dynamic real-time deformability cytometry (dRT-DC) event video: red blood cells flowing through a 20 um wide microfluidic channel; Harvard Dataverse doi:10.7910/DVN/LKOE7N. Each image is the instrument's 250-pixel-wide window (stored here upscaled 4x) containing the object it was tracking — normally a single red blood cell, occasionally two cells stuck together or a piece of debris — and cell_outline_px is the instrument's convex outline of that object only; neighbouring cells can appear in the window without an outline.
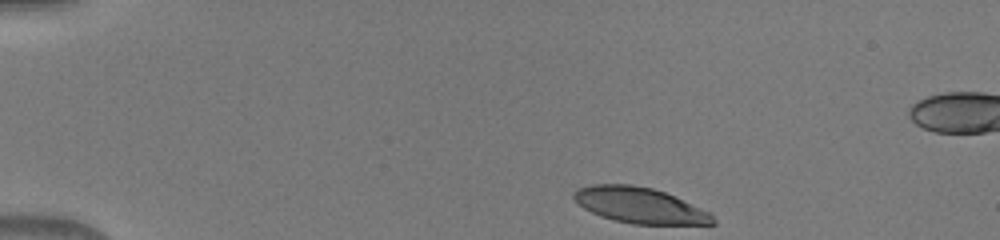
{"species": "human", "species_latin": "Homo sapiens", "temperature_condition": "warm", "stored_images_in_passage": 43, "segment_of_instrument_passage": [1, 2], "camera_frame_rate_fps": 3000, "um_per_image_px": 0.085, "donor": {"sex": "male"}, "frame": {"image": 1, "passage_image": 1, "time_ms": 0.0, "image_size_px": [1000, 240], "cell_outline_px": [[716, 224], [632, 224], [612, 220], [600, 216], [584, 208], [572, 196], [572, 192], [576, 188], [592, 184], [632, 184], [652, 188], [664, 192], [712, 212], [716, 220]], "centroid_in_image_um": [54.39, 17.45], "position_along_channel_um": 30.6, "area_um2": 29.13}}
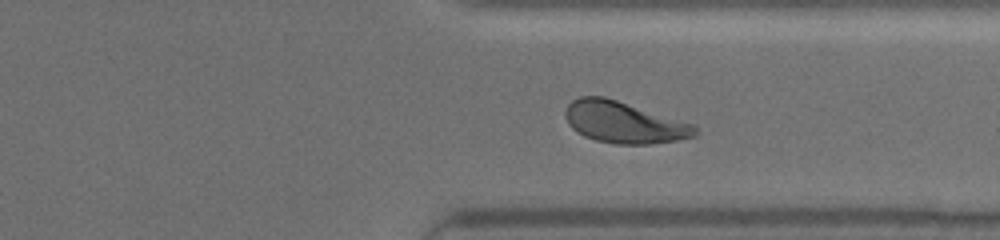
{"frame": {"image": 2, "passage_image": 31, "time_ms": 10.0, "image_size_px": [1000, 240], "cell_outline_px": [[696, 136], [676, 140], [648, 144], [616, 144], [596, 140], [584, 136], [576, 132], [568, 124], [564, 116], [564, 112], [568, 104], [572, 100], [580, 96], [604, 96], [696, 124]], "centroid_in_image_um": [53.02, 10.39], "position_along_channel_um": 358.4, "area_um2": 31.56}}
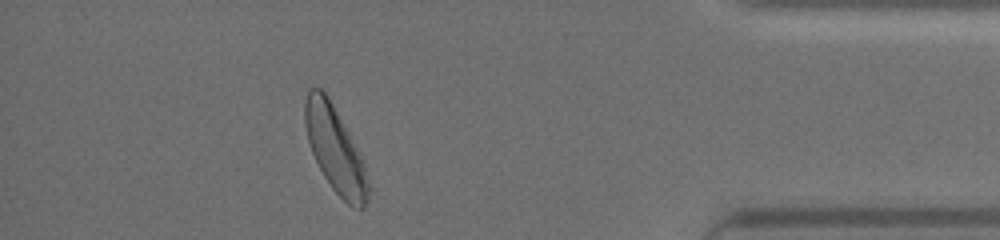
{"frame": {"image": 3, "passage_image": 37, "time_ms": 12.0, "image_size_px": [1000, 240], "cell_outline_px": [[372, 188], [368, 200], [364, 208], [360, 212], [352, 208], [332, 188], [324, 176], [312, 152], [308, 140], [304, 124], [304, 100], [308, 88], [320, 88], [328, 96], [364, 160]], "centroid_in_image_um": [28.53, 12.77], "position_along_channel_um": 406.7, "area_um2": 32.08}}